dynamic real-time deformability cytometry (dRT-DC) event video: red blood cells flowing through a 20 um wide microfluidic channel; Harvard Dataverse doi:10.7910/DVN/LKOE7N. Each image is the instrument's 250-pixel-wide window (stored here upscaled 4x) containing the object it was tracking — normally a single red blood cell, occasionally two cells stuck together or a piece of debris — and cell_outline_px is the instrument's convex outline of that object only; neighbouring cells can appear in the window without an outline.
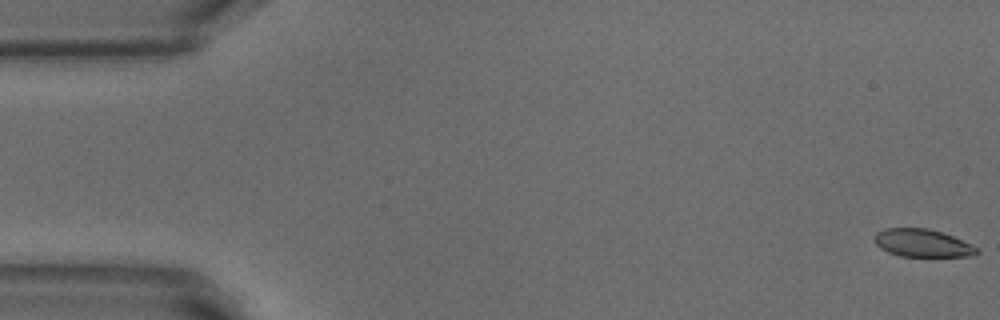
{"species": "common noctule bat (a hibernating species)", "species_latin": "Nyctalus noctula", "temperature_condition": "warm", "stored_images_in_passage": 52, "camera_frame_rate_fps": 3000, "um_per_image_px": 0.085, "animal": {"sex": "male", "body_mass_g": 18.8}, "frame": {"image": 1, "passage_image": 1, "time_ms": 0.0, "image_size_px": [1000, 320], "cell_outline_px": [[980, 252], [976, 256], [900, 256], [888, 252], [880, 248], [876, 244], [876, 232], [884, 228], [928, 228], [952, 236], [972, 244]], "centroid_in_image_um": [78.42, 20.66], "position_along_channel_um": 6.6, "area_um2": 16.47}}
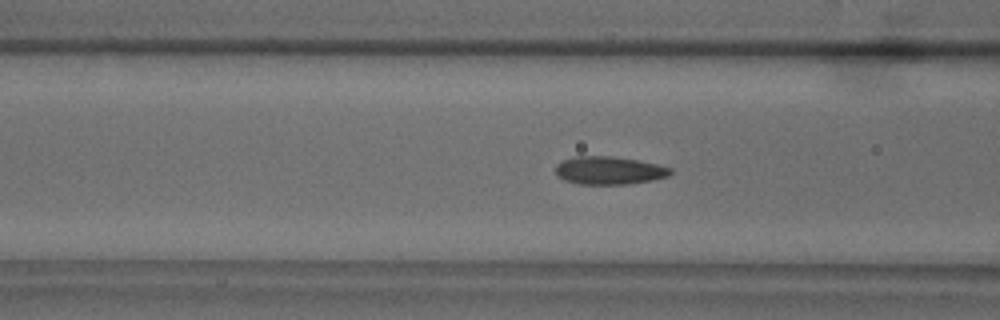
{"frame": {"image": 2, "passage_image": 20, "time_ms": 6.333, "image_size_px": [1000, 320], "cell_outline_px": [[672, 172], [668, 176], [652, 180], [624, 184], [580, 184], [564, 180], [556, 176], [556, 164], [564, 160], [576, 156], [612, 156], [636, 160], [656, 164], [672, 168]], "centroid_in_image_um": [51.75, 14.49], "position_along_channel_um": 114.8, "area_um2": 18.61}}
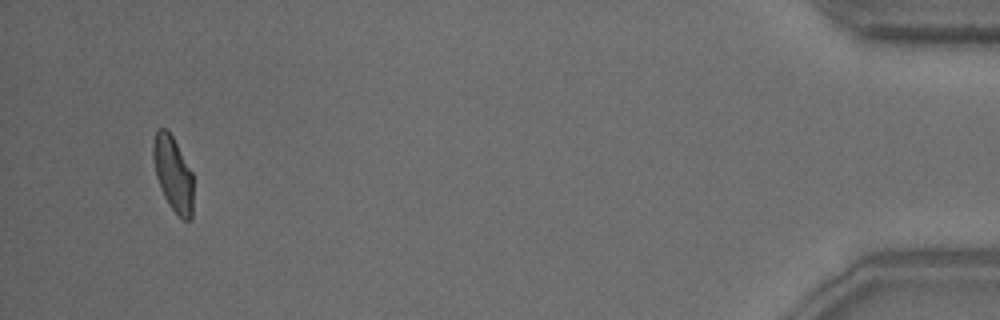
{"frame": {"image": 3, "passage_image": 50, "time_ms": 16.333, "image_size_px": [1000, 320], "cell_outline_px": [[192, 216], [188, 220], [184, 220], [168, 204], [160, 188], [156, 176], [152, 156], [152, 148], [156, 132], [160, 128], [168, 128], [192, 172]], "centroid_in_image_um": [14.69, 14.74], "position_along_channel_um": 420.5, "area_um2": 17.34}, "authors_computed_cell_mechanics": {"area_um2": 18.1203, "velocity_mm_per_s": 3.8612, "shape_relaxation_time_tau1_ms": 4.8622, "shape_relaxation_time_tau2_ms": 0.5389, "deformation_change_tau1": 0.1645, "deformation_change_tau2": 0.0635}}